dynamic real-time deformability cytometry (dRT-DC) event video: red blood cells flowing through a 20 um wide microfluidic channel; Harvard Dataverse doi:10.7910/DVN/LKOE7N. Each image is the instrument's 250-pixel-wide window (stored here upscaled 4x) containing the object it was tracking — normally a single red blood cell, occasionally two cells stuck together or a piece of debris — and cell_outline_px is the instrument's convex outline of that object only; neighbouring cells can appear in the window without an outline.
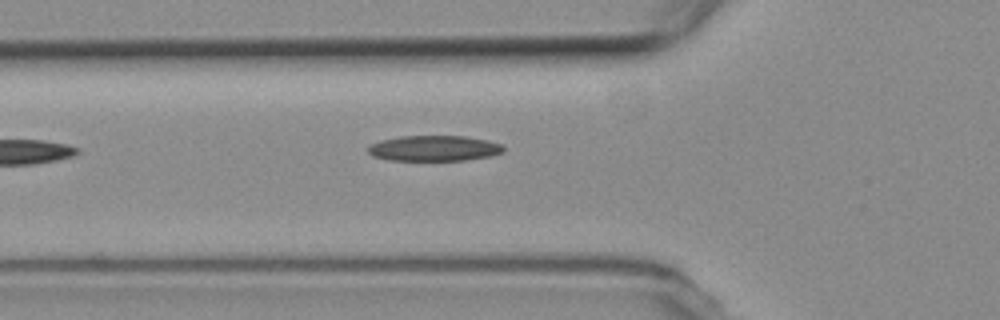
{"species": "common noctule bat (a hibernating species)", "species_latin": "Nyctalus noctula", "temperature_condition": "room temperature", "stored_images_in_passage": 5, "camera_frame_rate_fps": 3000, "um_per_image_px": 0.085, "animal": {"sex": "female", "body_mass_g": 19.3, "forearm_length_mm": 54.1}, "frame": {"image": 1, "passage_image": 5, "time_ms": 6.0, "image_size_px": [1000, 320], "cell_outline_px": [[504, 152], [492, 156], [464, 160], [388, 160], [372, 156], [368, 152], [368, 148], [372, 144], [380, 140], [400, 136], [464, 136], [488, 140], [500, 144], [504, 148]], "centroid_in_image_um": [36.9, 12.6], "position_along_channel_um": 88.9, "area_um2": 20.17}}